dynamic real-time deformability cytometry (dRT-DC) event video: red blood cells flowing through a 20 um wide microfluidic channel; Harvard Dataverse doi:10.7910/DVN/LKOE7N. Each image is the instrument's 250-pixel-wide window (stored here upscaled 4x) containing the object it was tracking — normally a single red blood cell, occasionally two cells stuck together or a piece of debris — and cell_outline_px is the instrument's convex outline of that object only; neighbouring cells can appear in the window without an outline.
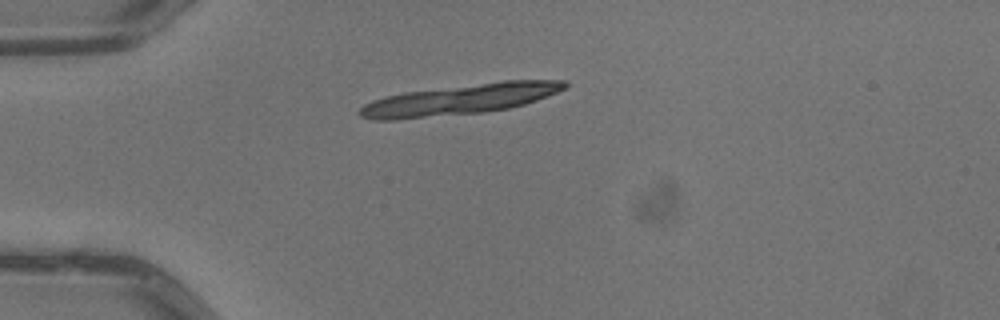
{"species": "common noctule bat (a hibernating species)", "species_latin": "Nyctalus noctula", "temperature_condition": "warm", "stored_images_in_passage": 1, "camera_frame_rate_fps": 3000, "um_per_image_px": 0.085, "animal": {"sex": "male", "body_mass_g": 13.3}, "frame": {"image": 1, "passage_image": 1, "time_ms": 0.0, "image_size_px": [1000, 320], "cell_outline_px": [[568, 84], [564, 88], [556, 92], [536, 100], [524, 104], [508, 108], [484, 112], [396, 120], [372, 120], [360, 116], [356, 112], [364, 104], [372, 100], [384, 96], [404, 92], [504, 80], [568, 80]], "centroid_in_image_um": [39.03, 8.45], "position_along_channel_um": 46.0, "area_um2": 36.47}}